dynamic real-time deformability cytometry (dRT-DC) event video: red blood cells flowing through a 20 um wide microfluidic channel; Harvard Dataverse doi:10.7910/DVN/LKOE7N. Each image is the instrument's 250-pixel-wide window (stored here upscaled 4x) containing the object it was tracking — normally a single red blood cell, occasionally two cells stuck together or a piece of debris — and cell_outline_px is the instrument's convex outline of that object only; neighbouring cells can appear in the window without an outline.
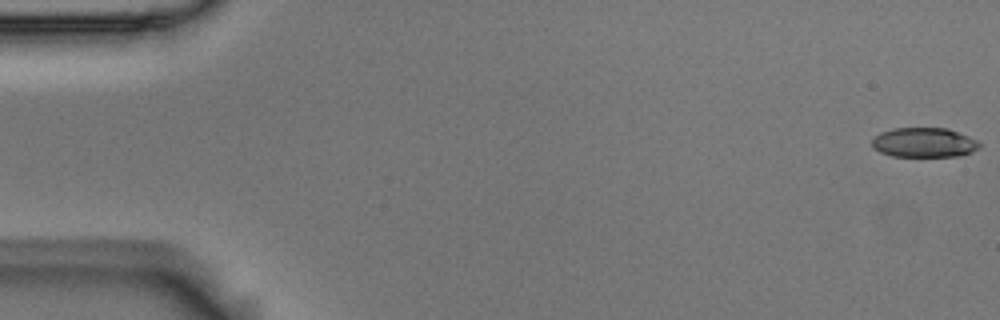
{"species": "Egyptian fruit bat (a non-hibernating species)", "species_latin": "Rousettus aegyptiacus", "temperature_condition": "room temperature", "stored_images_in_passage": 5, "camera_frame_rate_fps": 3000, "um_per_image_px": 0.085, "animal": {"sex": "male"}, "frame": {"image": 1, "passage_image": 1, "time_ms": 0.0, "image_size_px": [1000, 320], "cell_outline_px": [[980, 148], [972, 152], [956, 156], [892, 156], [880, 152], [872, 148], [872, 140], [880, 132], [892, 128], [948, 128], [968, 136], [976, 140], [980, 144]], "centroid_in_image_um": [78.53, 12.11], "position_along_channel_um": 6.5, "area_um2": 18.55}}